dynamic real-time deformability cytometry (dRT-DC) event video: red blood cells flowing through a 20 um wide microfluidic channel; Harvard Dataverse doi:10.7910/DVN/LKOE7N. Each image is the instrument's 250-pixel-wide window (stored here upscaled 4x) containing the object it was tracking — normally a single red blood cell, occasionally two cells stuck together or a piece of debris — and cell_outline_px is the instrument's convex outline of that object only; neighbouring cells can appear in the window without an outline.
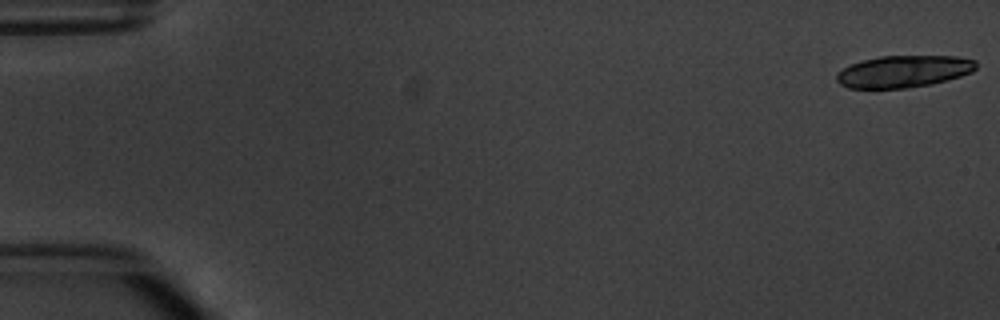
{"species": "common noctule bat (a hibernating species)", "species_latin": "Nyctalus noctula", "temperature_condition": "warm", "stored_images_in_passage": 7, "camera_frame_rate_fps": 3000, "um_per_image_px": 0.085, "animal": {"sex": "male", "body_mass_g": 20.1, "forearm_length_mm": 53.5}, "frame": {"image": 1, "passage_image": 1, "time_ms": 0.0, "image_size_px": [1000, 320], "cell_outline_px": [[976, 68], [972, 72], [948, 80], [932, 84], [904, 88], [848, 88], [840, 84], [836, 80], [836, 72], [852, 64], [864, 60], [880, 56], [956, 56], [976, 60]], "centroid_in_image_um": [76.81, 6.07], "position_along_channel_um": 8.2, "area_um2": 25.95}}
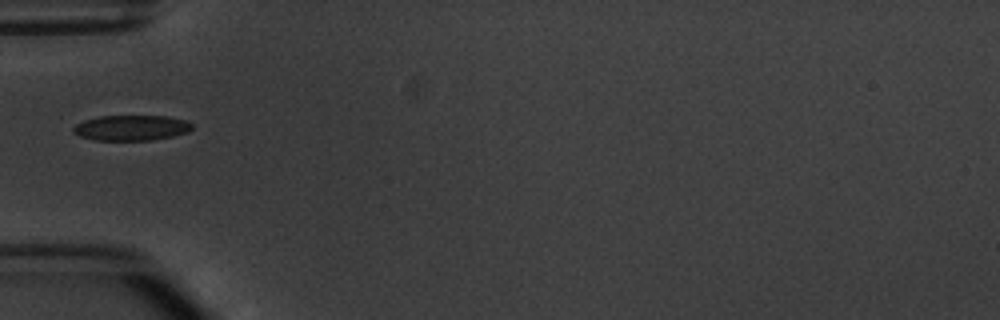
{"frame": {"image": 2, "passage_image": 6, "time_ms": 6.0, "image_size_px": [1000, 320], "cell_outline_px": [[192, 128], [188, 132], [172, 136], [152, 140], [96, 140], [80, 136], [72, 132], [72, 128], [76, 124], [84, 120], [100, 116], [168, 116], [188, 120], [192, 124]], "centroid_in_image_um": [11.17, 10.86], "position_along_channel_um": 73.8, "area_um2": 17.63}}